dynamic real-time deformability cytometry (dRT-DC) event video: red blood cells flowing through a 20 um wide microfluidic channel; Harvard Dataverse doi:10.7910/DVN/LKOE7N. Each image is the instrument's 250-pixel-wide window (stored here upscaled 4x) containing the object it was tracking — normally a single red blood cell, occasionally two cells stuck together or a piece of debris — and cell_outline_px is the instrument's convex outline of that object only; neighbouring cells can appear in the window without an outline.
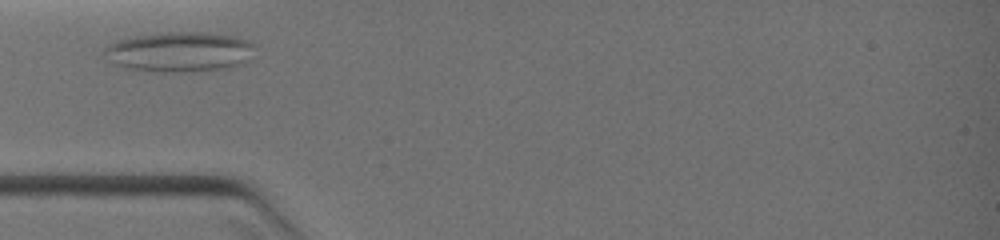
{"species": "common noctule bat (a hibernating species)", "species_latin": "Nyctalus noctula", "temperature_condition": "warm", "stored_images_in_passage": 5, "camera_frame_rate_fps": 3000, "um_per_image_px": 0.085, "animal": {"sex": "female", "body_mass_g": 19.0, "forearm_length_mm": 51.5}, "frame": {"image": 1, "passage_image": 1, "time_ms": 0.0, "image_size_px": [1000, 240], "cell_outline_px": [[256, 44], [244, 60], [240, 64], [232, 68], [192, 72], [156, 72], [124, 68], [112, 64], [104, 52], [116, 40], [136, 36], [164, 32], [204, 32], [236, 36], [248, 40]], "centroid_in_image_um": [15.26, 4.42], "position_along_channel_um": 69.7, "area_um2": 35.14}}
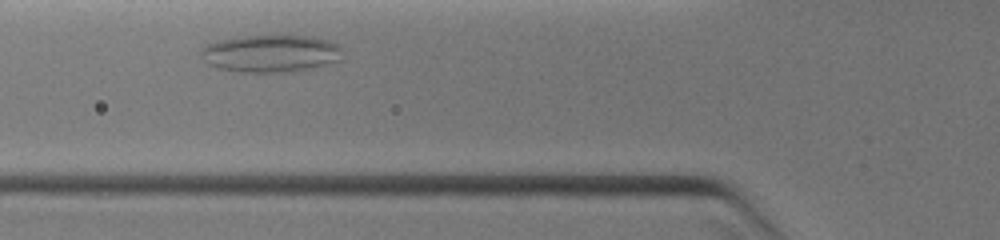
{"frame": {"image": 2, "passage_image": 3, "time_ms": 0.667, "image_size_px": [1000, 240], "cell_outline_px": [[340, 60], [316, 68], [292, 72], [240, 72], [216, 68], [208, 64], [204, 60], [200, 52], [208, 44], [220, 40], [244, 36], [312, 36], [328, 40], [336, 44], [340, 48]], "centroid_in_image_um": [23.02, 4.56], "position_along_channel_um": 102.8, "area_um2": 30.81}}
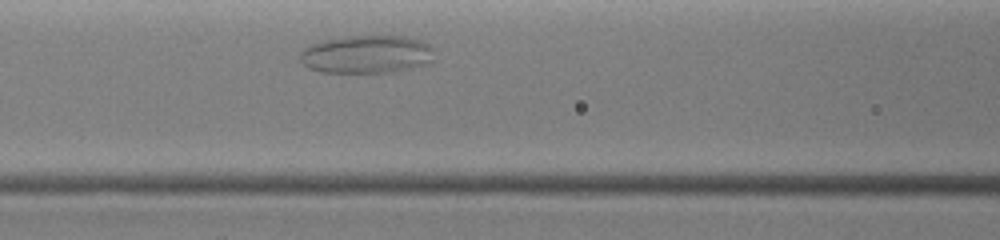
{"frame": {"image": 3, "passage_image": 5, "time_ms": 1.333, "image_size_px": [1000, 240], "cell_outline_px": [[432, 60], [428, 64], [412, 68], [392, 72], [320, 72], [308, 68], [300, 60], [300, 52], [308, 44], [324, 40], [352, 36], [404, 36], [420, 40], [428, 44], [432, 48]], "centroid_in_image_um": [31.14, 4.62], "position_along_channel_um": 135.5, "area_um2": 29.77}}